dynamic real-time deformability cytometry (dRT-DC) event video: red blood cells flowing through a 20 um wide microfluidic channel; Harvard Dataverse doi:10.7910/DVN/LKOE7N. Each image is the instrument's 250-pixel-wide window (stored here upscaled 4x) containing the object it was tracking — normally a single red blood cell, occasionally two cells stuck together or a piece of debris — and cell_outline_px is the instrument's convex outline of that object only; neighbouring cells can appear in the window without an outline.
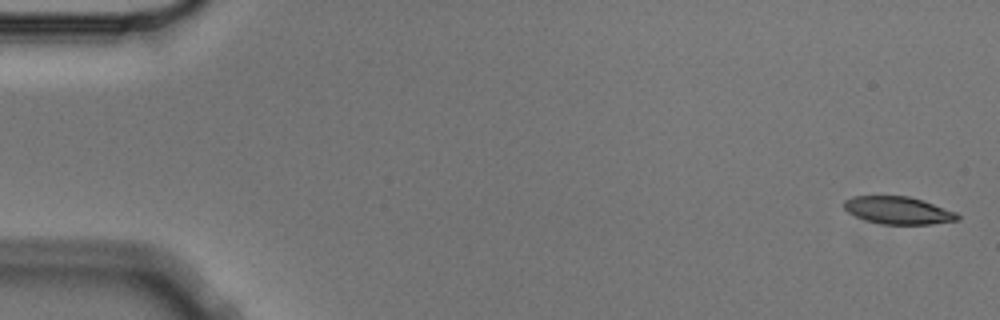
{"species": "Egyptian fruit bat (a non-hibernating species)", "species_latin": "Rousettus aegyptiacus", "temperature_condition": "cold", "stored_images_in_passage": 5, "camera_frame_rate_fps": 3000, "um_per_image_px": 0.085, "animal": {"sex": "male"}, "frame": {"image": 1, "passage_image": 1, "time_ms": 0.0, "image_size_px": [1000, 320], "cell_outline_px": [[960, 220], [932, 224], [880, 224], [864, 220], [848, 212], [844, 208], [844, 200], [852, 196], [908, 196], [956, 212], [960, 216]], "centroid_in_image_um": [76.32, 17.89], "position_along_channel_um": 8.7, "area_um2": 18.09}}
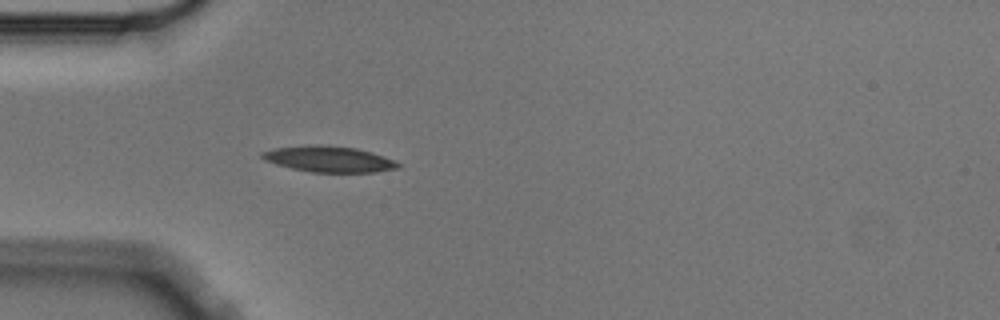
{"frame": {"image": 2, "passage_image": 5, "time_ms": 1.333, "image_size_px": [1000, 320], "cell_outline_px": [[400, 168], [376, 172], [312, 172], [292, 168], [276, 164], [264, 160], [260, 156], [260, 152], [276, 148], [316, 144], [320, 144], [356, 148], [384, 156], [400, 164]], "centroid_in_image_um": [27.95, 13.52], "position_along_channel_um": 57.1, "area_um2": 20.46}}